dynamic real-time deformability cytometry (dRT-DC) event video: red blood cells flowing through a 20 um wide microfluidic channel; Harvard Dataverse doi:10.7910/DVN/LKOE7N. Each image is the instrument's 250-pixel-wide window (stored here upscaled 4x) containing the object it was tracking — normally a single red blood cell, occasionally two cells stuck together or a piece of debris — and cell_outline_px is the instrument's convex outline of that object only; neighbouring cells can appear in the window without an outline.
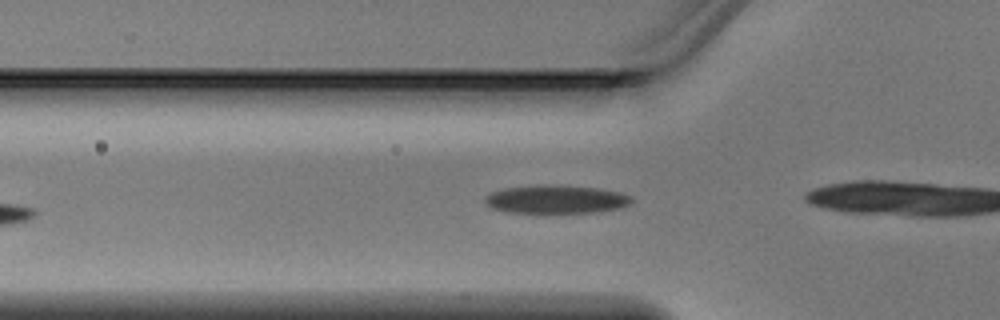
{"species": "Egyptian fruit bat (a non-hibernating species)", "species_latin": "Rousettus aegyptiacus", "temperature_condition": "warm", "stored_images_in_passage": 4, "camera_frame_rate_fps": 3000, "um_per_image_px": 0.085, "animal": {"sex": "male"}, "frame": {"image": 1, "passage_image": 4, "time_ms": 1.0, "image_size_px": [1000, 320], "cell_outline_px": [[632, 200], [628, 204], [620, 208], [596, 212], [504, 212], [492, 208], [484, 200], [484, 196], [492, 192], [504, 188], [540, 184], [560, 184], [600, 188], [620, 192], [632, 196]], "centroid_in_image_um": [47.27, 16.92], "position_along_channel_um": 78.5, "area_um2": 24.39}}